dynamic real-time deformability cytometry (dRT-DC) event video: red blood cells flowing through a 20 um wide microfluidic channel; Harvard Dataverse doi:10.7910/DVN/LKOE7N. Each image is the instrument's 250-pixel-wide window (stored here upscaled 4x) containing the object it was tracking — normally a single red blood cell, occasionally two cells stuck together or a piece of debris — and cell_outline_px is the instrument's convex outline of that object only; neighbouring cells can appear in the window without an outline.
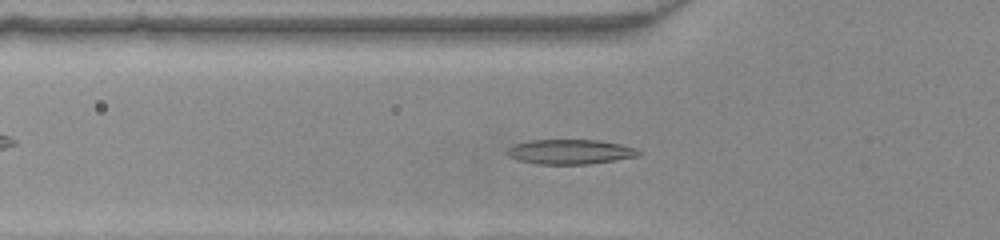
{"species": "common noctule bat (a hibernating species)", "species_latin": "Nyctalus noctula", "temperature_condition": "warm", "stored_images_in_passage": 45, "camera_frame_rate_fps": 3000, "um_per_image_px": 0.085, "animal": {"sex": "female", "body_mass_g": 22.0, "forearm_length_mm": 56.7}, "frame": {"image": 1, "passage_image": 13, "time_ms": 4.0, "image_size_px": [1000, 240], "cell_outline_px": [[640, 156], [588, 164], [536, 164], [516, 160], [508, 156], [504, 152], [508, 148], [516, 144], [528, 140], [596, 140], [620, 144], [636, 148], [640, 152]], "centroid_in_image_um": [48.42, 12.9], "position_along_channel_um": 77.4, "area_um2": 19.02}}
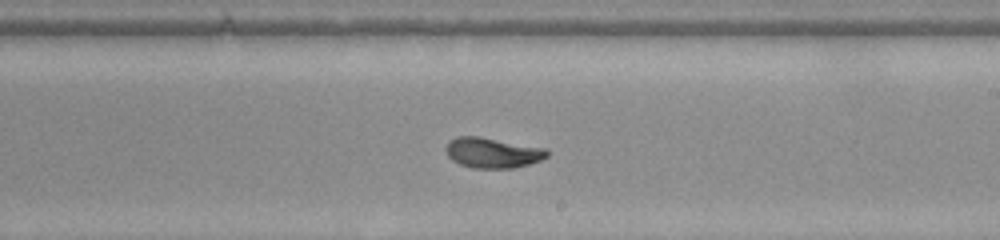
{"frame": {"image": 2, "passage_image": 25, "time_ms": 8.0, "image_size_px": [1000, 240], "cell_outline_px": [[548, 156], [540, 160], [516, 168], [472, 168], [460, 164], [452, 160], [448, 156], [444, 148], [448, 140], [456, 136], [480, 136], [544, 148], [548, 152]], "centroid_in_image_um": [41.81, 12.98], "position_along_channel_um": 247.2, "area_um2": 17.98}}
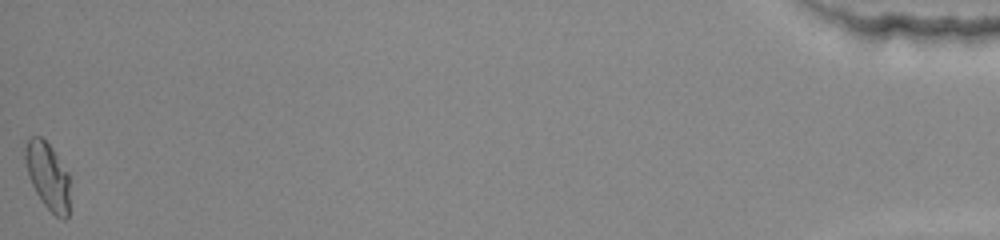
{"frame": {"image": 3, "passage_image": 45, "time_ms": 14.667, "image_size_px": [1000, 240], "cell_outline_px": [[68, 216], [64, 220], [56, 216], [44, 204], [36, 192], [28, 176], [24, 160], [24, 152], [28, 140], [32, 136], [40, 136], [52, 148], [68, 172]], "centroid_in_image_um": [4.04, 14.94], "position_along_channel_um": 431.2, "area_um2": 17.17}}